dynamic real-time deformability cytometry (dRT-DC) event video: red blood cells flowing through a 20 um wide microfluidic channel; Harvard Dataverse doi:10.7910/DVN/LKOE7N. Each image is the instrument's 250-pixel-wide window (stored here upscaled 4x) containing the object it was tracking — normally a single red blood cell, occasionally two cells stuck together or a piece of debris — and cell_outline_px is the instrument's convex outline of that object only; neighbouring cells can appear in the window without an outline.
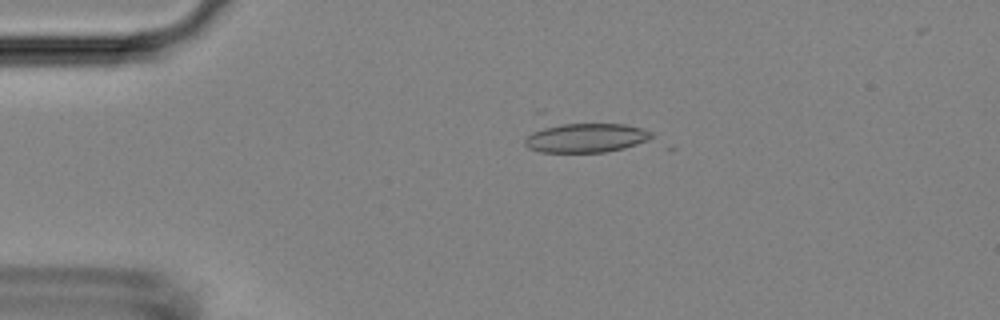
{"species": "Egyptian fruit bat (a non-hibernating species)", "species_latin": "Rousettus aegyptiacus", "temperature_condition": "room temperature", "stored_images_in_passage": 3, "camera_frame_rate_fps": 3000, "um_per_image_px": 0.085, "animal": {"sex": "female"}, "frame": {"image": 1, "passage_image": 2, "time_ms": 1.667, "image_size_px": [1000, 320], "cell_outline_px": [[652, 136], [648, 140], [624, 148], [604, 152], [540, 152], [528, 148], [524, 144], [524, 140], [532, 112], [544, 108], [624, 124], [640, 128], [652, 132]], "centroid_in_image_um": [49.21, 11.34], "position_along_channel_um": 35.8, "area_um2": 28.44}}